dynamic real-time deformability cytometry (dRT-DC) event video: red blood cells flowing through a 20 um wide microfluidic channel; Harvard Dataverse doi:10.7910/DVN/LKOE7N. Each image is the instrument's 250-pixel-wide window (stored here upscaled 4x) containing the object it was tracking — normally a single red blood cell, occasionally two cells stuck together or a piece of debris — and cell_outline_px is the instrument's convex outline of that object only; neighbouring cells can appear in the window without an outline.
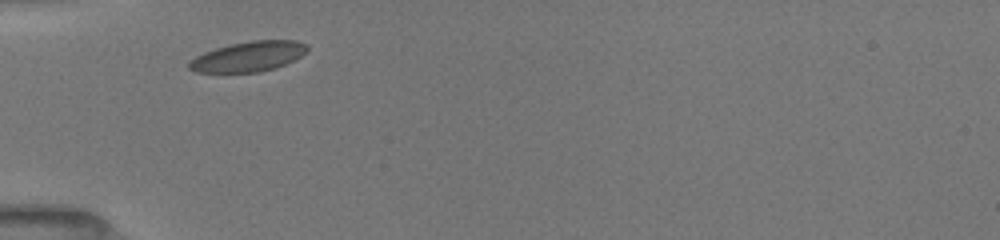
{"species": "common noctule bat (a hibernating species)", "species_latin": "Nyctalus noctula", "temperature_condition": "room temperature", "stored_images_in_passage": 4, "camera_frame_rate_fps": 3000, "um_per_image_px": 0.085, "animal": {"sex": "female", "body_mass_g": 19.5, "forearm_length_mm": 54.1}, "frame": {"image": 1, "passage_image": 1, "time_ms": 0.0, "image_size_px": [1000, 240], "cell_outline_px": [[308, 48], [300, 56], [284, 64], [260, 72], [196, 72], [188, 68], [188, 60], [204, 52], [216, 48], [232, 44], [252, 40], [296, 40], [308, 44]], "centroid_in_image_um": [21.08, 4.79], "position_along_channel_um": 63.9, "area_um2": 20.52}}
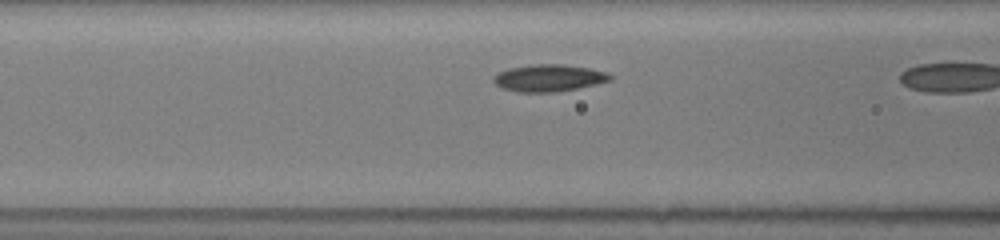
{"frame": {"image": 2, "passage_image": 3, "time_ms": 0.667, "image_size_px": [1000, 240], "cell_outline_px": [[612, 80], [596, 84], [556, 92], [516, 92], [500, 88], [492, 80], [492, 76], [508, 68], [532, 64], [564, 64], [588, 68], [608, 72], [612, 76]], "centroid_in_image_um": [46.62, 6.63], "position_along_channel_um": 120.0, "area_um2": 18.5}}